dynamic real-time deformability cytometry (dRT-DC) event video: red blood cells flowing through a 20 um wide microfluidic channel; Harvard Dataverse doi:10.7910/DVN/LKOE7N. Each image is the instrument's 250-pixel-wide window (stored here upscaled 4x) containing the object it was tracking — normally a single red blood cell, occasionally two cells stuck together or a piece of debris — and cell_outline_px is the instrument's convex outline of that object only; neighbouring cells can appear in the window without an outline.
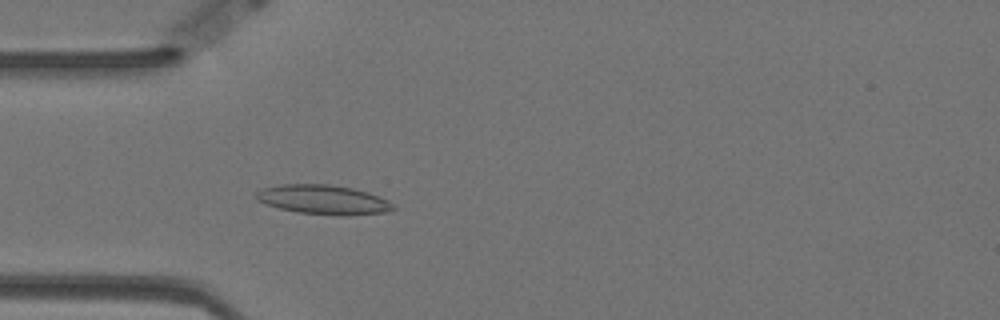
{"species": "Egyptian fruit bat (a non-hibernating species)", "species_latin": "Rousettus aegyptiacus", "temperature_condition": "warm", "stored_images_in_passage": 58, "camera_frame_rate_fps": 3000, "um_per_image_px": 0.085, "animal": {"sex": "female"}, "frame": {"image": 1, "passage_image": 17, "time_ms": 5.333, "image_size_px": [1000, 320], "cell_outline_px": [[396, 208], [388, 212], [348, 216], [344, 216], [300, 212], [280, 208], [264, 204], [256, 200], [252, 196], [256, 192], [264, 188], [280, 184], [328, 184], [352, 188], [368, 192], [388, 200], [396, 204]], "centroid_in_image_um": [27.5, 16.97], "position_along_channel_um": 57.5, "area_um2": 23.7}}
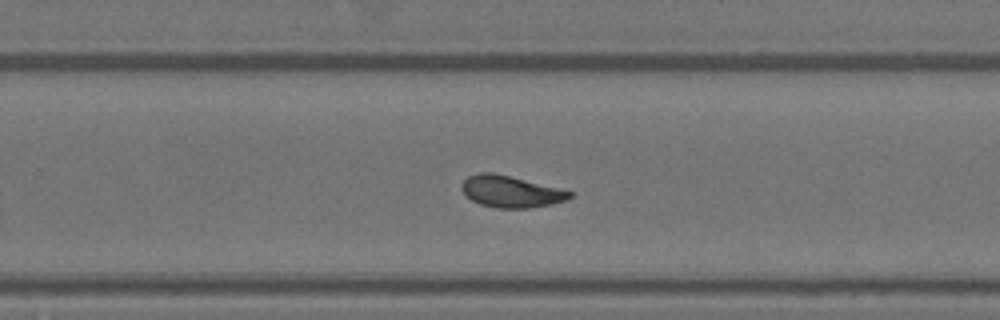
{"frame": {"image": 2, "passage_image": 37, "time_ms": 12.0, "image_size_px": [1000, 320], "cell_outline_px": [[572, 196], [568, 200], [552, 204], [528, 208], [496, 208], [480, 204], [472, 200], [460, 188], [464, 180], [468, 176], [480, 172], [492, 172], [572, 192]], "centroid_in_image_um": [43.39, 16.3], "position_along_channel_um": 286.4, "area_um2": 19.54}}
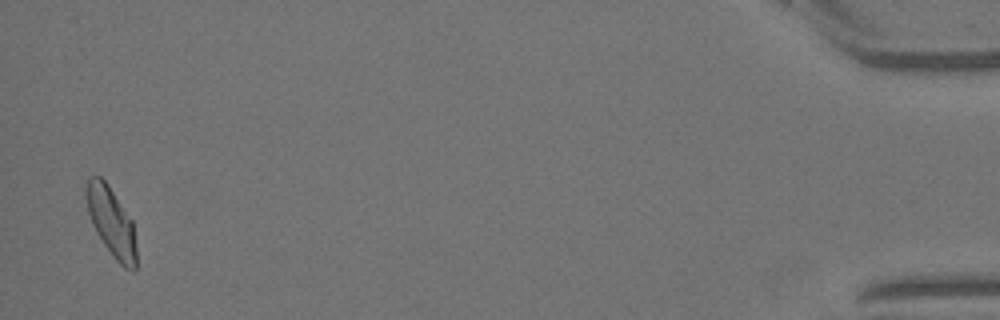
{"frame": {"image": 3, "passage_image": 57, "time_ms": 18.667, "image_size_px": [1000, 320], "cell_outline_px": [[136, 268], [132, 272], [124, 268], [112, 256], [96, 232], [92, 224], [88, 212], [84, 192], [84, 188], [88, 176], [100, 176], [108, 184], [132, 220], [136, 244]], "centroid_in_image_um": [9.45, 18.85], "position_along_channel_um": 425.8, "area_um2": 20.4}, "authors_computed_cell_mechanics": {"area_um2": 20.1144, "velocity_mm_per_s": 3.4681, "shape_relaxation_time_tau1_ms": 4.5788, "shape_relaxation_time_tau2_ms": 1.8997, "deformation_change_tau1": 0.1742, "deformation_change_tau2": 0.0857}}